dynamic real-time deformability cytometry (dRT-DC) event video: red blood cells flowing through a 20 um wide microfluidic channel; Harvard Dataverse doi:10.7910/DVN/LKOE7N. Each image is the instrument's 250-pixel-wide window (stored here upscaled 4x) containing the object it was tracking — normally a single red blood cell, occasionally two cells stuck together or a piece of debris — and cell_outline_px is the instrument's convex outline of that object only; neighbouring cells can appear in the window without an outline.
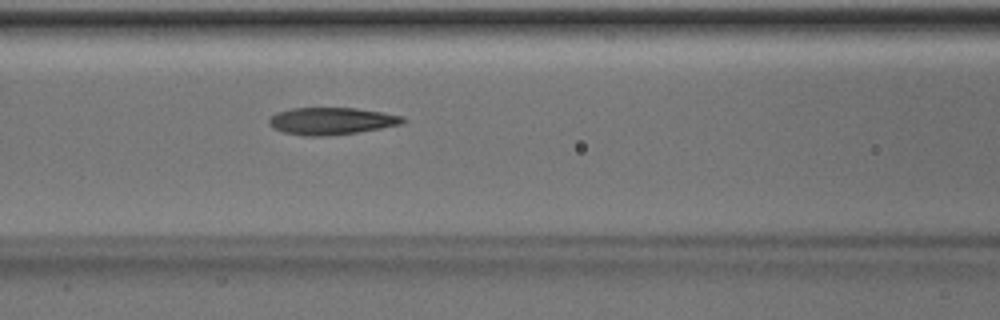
{"species": "Egyptian fruit bat (a non-hibernating species)", "species_latin": "Rousettus aegyptiacus", "temperature_condition": "room temperature", "stored_images_in_passage": 51, "camera_frame_rate_fps": 3000, "um_per_image_px": 0.085, "animal": {"sex": "male"}, "frame": {"image": 1, "passage_image": 22, "time_ms": 7.0, "image_size_px": [1000, 320], "cell_outline_px": [[408, 120], [404, 124], [356, 132], [328, 136], [304, 136], [284, 132], [276, 128], [268, 120], [276, 112], [292, 108], [356, 108], [384, 112], [404, 116]], "centroid_in_image_um": [28.25, 10.28], "position_along_channel_um": 138.3, "area_um2": 21.15}}
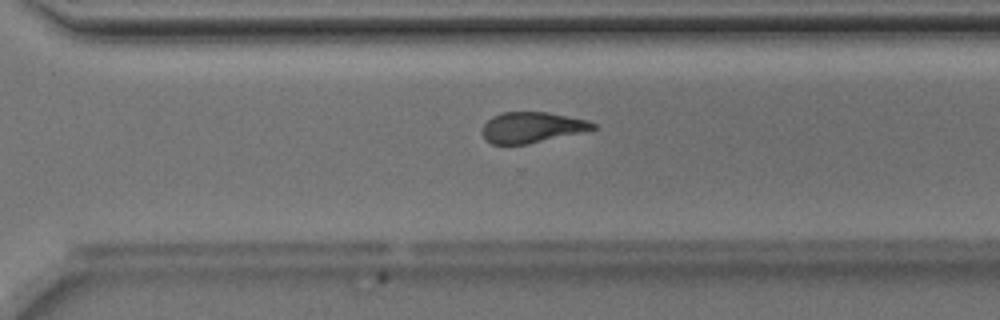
{"frame": {"image": 2, "passage_image": 36, "time_ms": 11.667, "image_size_px": [1000, 320], "cell_outline_px": [[600, 128], [528, 144], [492, 144], [484, 140], [480, 132], [480, 128], [492, 116], [500, 112], [548, 112], [588, 120], [596, 124]], "centroid_in_image_um": [45.18, 10.83], "position_along_channel_um": 325.4, "area_um2": 20.11}}
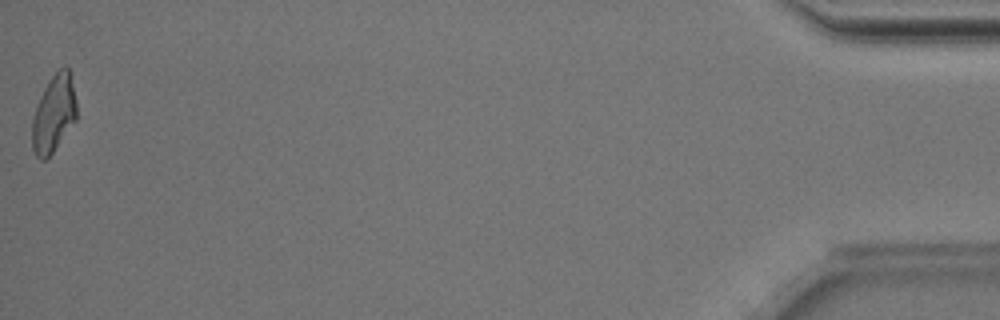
{"frame": {"image": 3, "passage_image": 51, "time_ms": 16.667, "image_size_px": [1000, 320], "cell_outline_px": [[76, 120], [52, 152], [44, 160], [40, 160], [36, 156], [32, 148], [32, 120], [36, 104], [48, 80], [64, 64], [68, 68], [76, 100]], "centroid_in_image_um": [4.55, 9.65], "position_along_channel_um": 430.6, "area_um2": 19.88}, "authors_computed_cell_mechanics": {"area_um2": 20.9814, "velocity_mm_per_s": 4.0162, "shape_relaxation_time_tau1_ms": 4.5307, "shape_relaxation_time_tau2_ms": 2.2414, "deformation_change_tau1": 0.1797, "deformation_change_tau2": 0.1123}}